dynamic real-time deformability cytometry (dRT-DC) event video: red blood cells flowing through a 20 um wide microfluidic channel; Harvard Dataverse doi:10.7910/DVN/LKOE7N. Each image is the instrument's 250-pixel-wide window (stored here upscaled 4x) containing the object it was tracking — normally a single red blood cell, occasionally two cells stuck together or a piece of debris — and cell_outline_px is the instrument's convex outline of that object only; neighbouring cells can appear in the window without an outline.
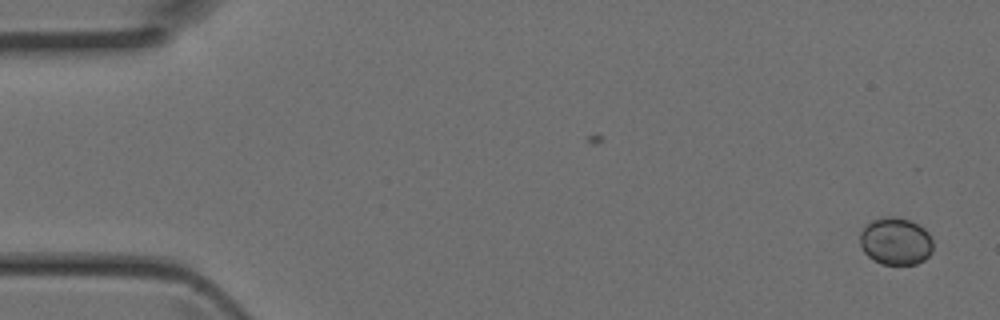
{"species": "Egyptian fruit bat (a non-hibernating species)", "species_latin": "Rousettus aegyptiacus", "temperature_condition": "room temperature", "stored_images_in_passage": 44, "camera_frame_rate_fps": 3000, "um_per_image_px": 0.085, "animal": {"sex": "female"}, "frame": {"image": 1, "passage_image": 1, "time_ms": 0.0, "image_size_px": [1000, 320], "cell_outline_px": [[932, 252], [924, 260], [916, 264], [880, 264], [868, 256], [864, 252], [860, 244], [860, 232], [872, 220], [884, 216], [896, 216], [908, 220], [924, 228], [928, 232], [932, 240]], "centroid_in_image_um": [76.13, 20.51], "position_along_channel_um": 8.9, "area_um2": 20.17}}
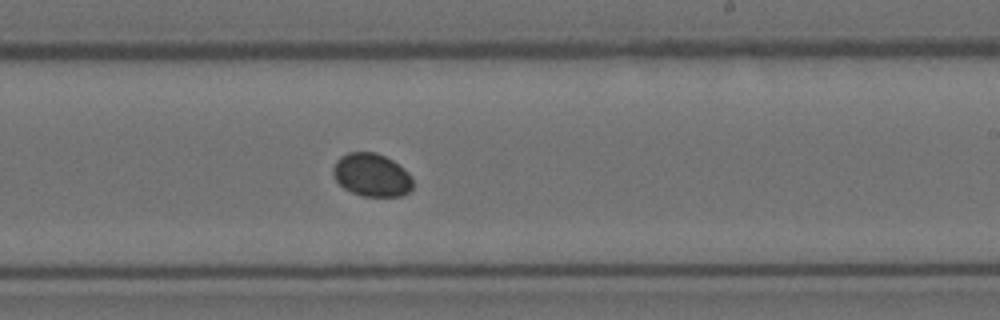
{"frame": {"image": 2, "passage_image": 26, "time_ms": 8.333, "image_size_px": [1000, 320], "cell_outline_px": [[412, 188], [408, 192], [400, 196], [364, 196], [352, 192], [344, 188], [336, 180], [332, 172], [332, 168], [336, 160], [340, 156], [348, 152], [376, 152], [392, 160], [404, 168], [412, 176]], "centroid_in_image_um": [31.58, 14.86], "position_along_channel_um": 257.4, "area_um2": 20.06}}
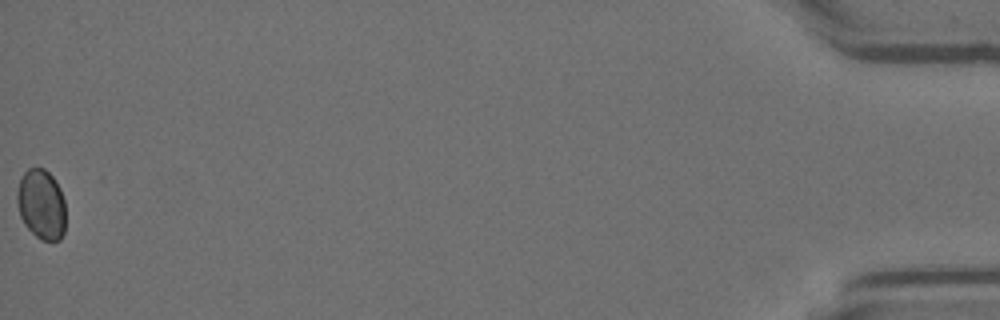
{"frame": {"image": 3, "passage_image": 44, "time_ms": 14.333, "image_size_px": [1000, 320], "cell_outline_px": [[64, 232], [60, 240], [40, 240], [24, 224], [20, 216], [16, 200], [16, 192], [20, 180], [24, 172], [28, 168], [44, 168], [52, 176], [60, 188], [64, 200]], "centroid_in_image_um": [3.5, 17.36], "position_along_channel_um": 431.7, "area_um2": 19.83}}